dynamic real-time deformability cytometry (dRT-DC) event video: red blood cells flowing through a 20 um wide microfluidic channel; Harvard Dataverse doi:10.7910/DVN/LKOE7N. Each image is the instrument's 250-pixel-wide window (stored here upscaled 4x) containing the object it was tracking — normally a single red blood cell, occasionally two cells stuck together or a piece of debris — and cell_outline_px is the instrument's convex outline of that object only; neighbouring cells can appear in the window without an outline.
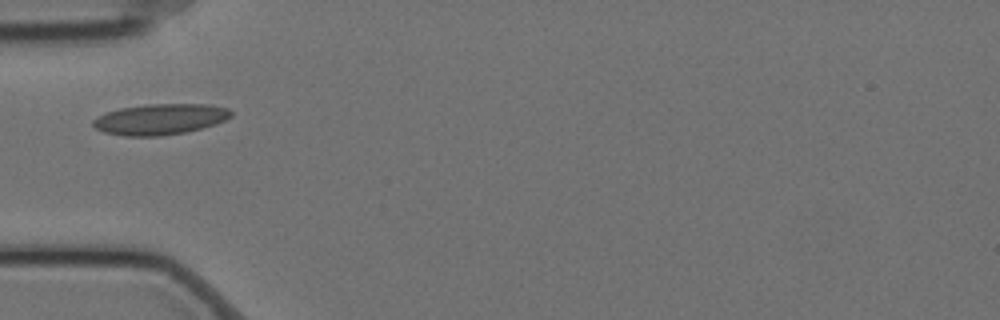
{"species": "Egyptian fruit bat (a non-hibernating species)", "species_latin": "Rousettus aegyptiacus", "temperature_condition": "cold", "stored_images_in_passage": 10, "camera_frame_rate_fps": 3000, "um_per_image_px": 0.085, "animal": {"sex": "female"}, "frame": {"image": 1, "passage_image": 6, "time_ms": 1.667, "image_size_px": [1000, 320], "cell_outline_px": [[232, 116], [216, 124], [184, 132], [160, 136], [124, 136], [104, 132], [96, 128], [92, 124], [92, 120], [96, 116], [120, 108], [148, 104], [208, 104], [228, 108], [232, 112]], "centroid_in_image_um": [13.6, 10.13], "position_along_channel_um": 71.4, "area_um2": 24.74}}
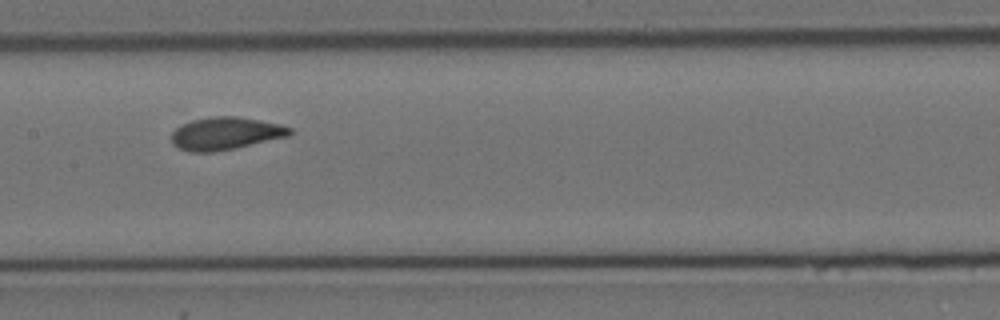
{"frame": {"image": 2, "passage_image": 9, "time_ms": 2.667, "image_size_px": [1000, 320], "cell_outline_px": [[292, 132], [288, 136], [236, 148], [212, 152], [192, 152], [180, 148], [172, 144], [172, 132], [176, 128], [192, 120], [212, 116], [236, 116], [260, 120], [280, 124], [292, 128]], "centroid_in_image_um": [19.18, 11.34], "position_along_channel_um": 188.2, "area_um2": 22.37}}
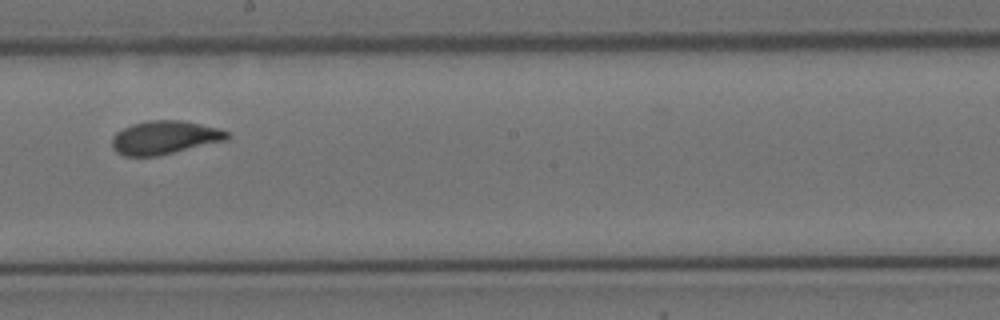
{"frame": {"image": 3, "passage_image": 10, "time_ms": 3.0, "image_size_px": [1000, 320], "cell_outline_px": [[232, 136], [228, 140], [156, 156], [124, 156], [116, 152], [112, 148], [112, 136], [116, 132], [132, 124], [148, 120], [184, 120], [220, 128], [228, 132]], "centroid_in_image_um": [14.02, 11.68], "position_along_channel_um": 234.2, "area_um2": 22.66}}